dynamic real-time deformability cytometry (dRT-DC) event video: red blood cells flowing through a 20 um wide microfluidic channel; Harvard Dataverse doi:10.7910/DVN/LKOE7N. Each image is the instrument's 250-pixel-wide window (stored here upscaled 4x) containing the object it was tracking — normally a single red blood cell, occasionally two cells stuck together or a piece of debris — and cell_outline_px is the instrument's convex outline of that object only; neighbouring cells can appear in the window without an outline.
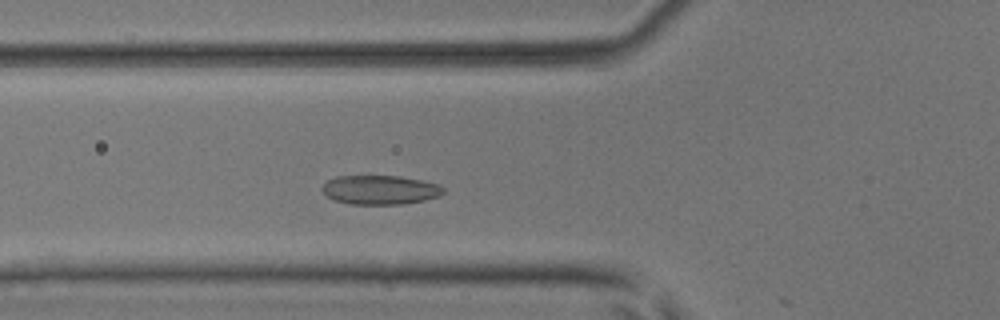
{"species": "common noctule bat (a hibernating species)", "species_latin": "Nyctalus noctula", "temperature_condition": "room temperature", "stored_images_in_passage": 44, "camera_frame_rate_fps": 3000, "um_per_image_px": 0.085, "animal": {"sex": "male", "body_mass_g": 17.9, "forearm_length_mm": 54.2}, "frame": {"image": 1, "passage_image": 12, "time_ms": 3.667, "image_size_px": [1000, 320], "cell_outline_px": [[444, 192], [440, 196], [424, 200], [404, 204], [348, 204], [336, 200], [328, 196], [320, 188], [328, 180], [336, 176], [400, 176], [424, 180], [440, 184], [444, 188]], "centroid_in_image_um": [32.35, 16.13], "position_along_channel_um": 93.4, "area_um2": 20.69}}
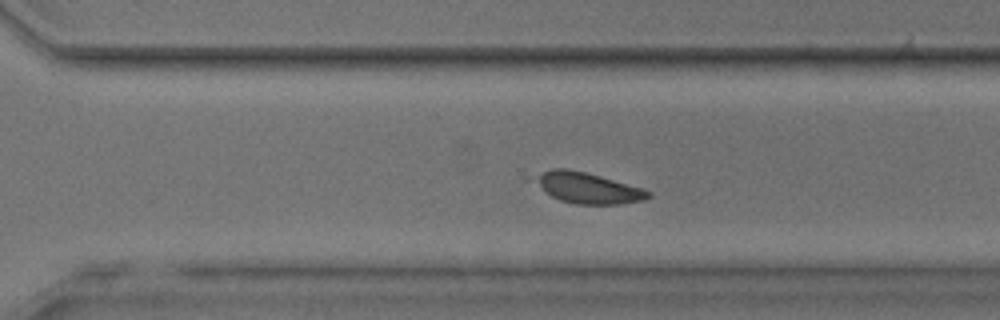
{"frame": {"image": 2, "passage_image": 29, "time_ms": 9.333, "image_size_px": [1000, 320], "cell_outline_px": [[652, 196], [644, 200], [620, 204], [576, 204], [560, 200], [520, 180], [528, 176], [552, 168], [568, 168], [600, 176], [644, 188], [652, 192]], "centroid_in_image_um": [49.75, 15.94], "position_along_channel_um": 320.8, "area_um2": 21.44}}
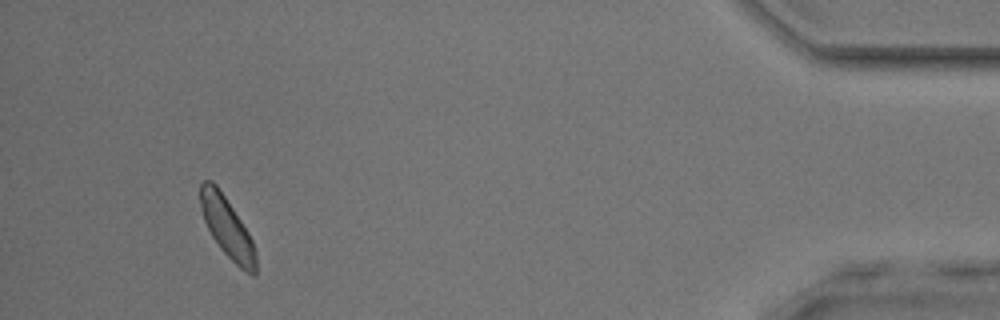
{"frame": {"image": 3, "passage_image": 41, "time_ms": 13.333, "image_size_px": [1000, 320], "cell_outline_px": [[256, 272], [252, 276], [240, 268], [220, 248], [212, 236], [204, 220], [200, 208], [200, 184], [204, 180], [212, 180], [216, 184], [248, 232], [252, 240], [256, 252]], "centroid_in_image_um": [19.3, 19.33], "position_along_channel_um": 415.9, "area_um2": 19.19}, "authors_computed_cell_mechanics": {"area_um2": 20.7502, "velocity_mm_per_s": 4.0239, "shape_relaxation_time_tau1_ms": 3.0188, "shape_relaxation_time_tau2_ms": null, "deformation_change_tau1": 0.071, "deformation_change_tau2": null}}